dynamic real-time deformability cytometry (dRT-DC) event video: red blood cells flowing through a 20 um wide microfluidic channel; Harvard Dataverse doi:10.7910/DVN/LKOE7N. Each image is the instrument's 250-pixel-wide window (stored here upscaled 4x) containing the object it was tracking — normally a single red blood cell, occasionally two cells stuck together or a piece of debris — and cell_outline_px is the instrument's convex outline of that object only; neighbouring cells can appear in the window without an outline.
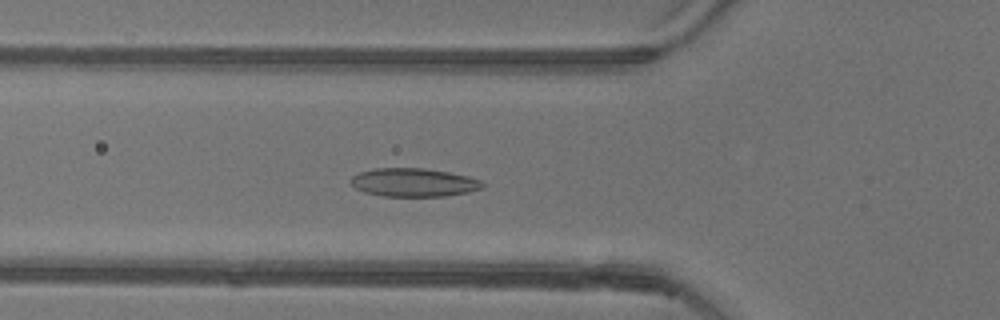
{"species": "common noctule bat (a hibernating species)", "species_latin": "Nyctalus noctula", "temperature_condition": "warm", "stored_images_in_passage": 54, "camera_frame_rate_fps": 3000, "um_per_image_px": 0.085, "animal": {"sex": "female"}, "frame": {"image": 1, "passage_image": 19, "time_ms": 6.0, "image_size_px": [1000, 320], "cell_outline_px": [[484, 188], [468, 192], [444, 196], [384, 196], [364, 192], [356, 188], [348, 180], [352, 176], [360, 172], [376, 168], [424, 168], [448, 172], [468, 176], [484, 180]], "centroid_in_image_um": [35.19, 15.5], "position_along_channel_um": 90.6, "area_um2": 21.91}}
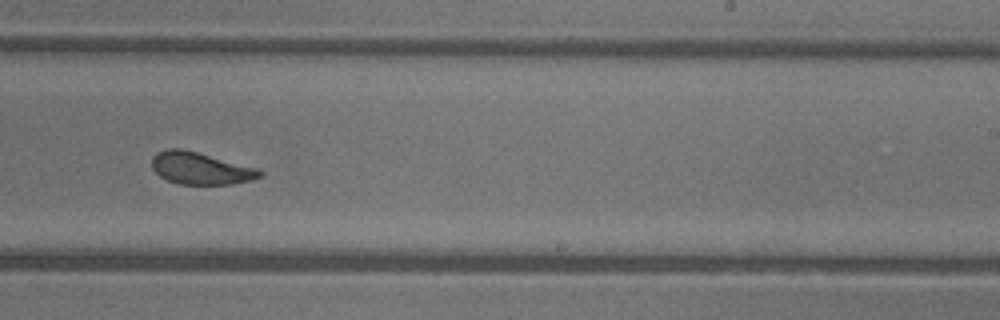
{"frame": {"image": 2, "passage_image": 33, "time_ms": 10.667, "image_size_px": [1000, 320], "cell_outline_px": [[264, 176], [252, 180], [232, 184], [180, 184], [168, 180], [160, 176], [152, 168], [152, 156], [156, 152], [168, 148], [180, 148], [260, 168], [264, 172]], "centroid_in_image_um": [17.09, 14.3], "position_along_channel_um": 271.9, "area_um2": 20.35}}
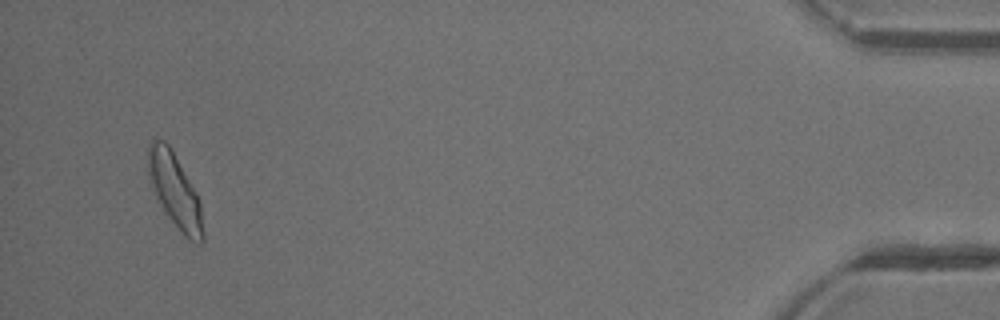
{"frame": {"image": 3, "passage_image": 51, "time_ms": 16.667, "image_size_px": [1000, 320], "cell_outline_px": [[204, 240], [200, 244], [188, 240], [180, 232], [164, 212], [148, 180], [148, 144], [152, 140], [164, 140], [168, 144], [196, 192], [200, 200], [204, 232]], "centroid_in_image_um": [14.87, 16.26], "position_along_channel_um": 420.3, "area_um2": 23.7}, "authors_computed_cell_mechanics": {"area_um2": 21.6461, "velocity_mm_per_s": 3.8763, "shape_relaxation_time_tau1_ms": 4.5121, "shape_relaxation_time_tau2_ms": 1.2252, "deformation_change_tau1": 0.1454, "deformation_change_tau2": 0.0582}}